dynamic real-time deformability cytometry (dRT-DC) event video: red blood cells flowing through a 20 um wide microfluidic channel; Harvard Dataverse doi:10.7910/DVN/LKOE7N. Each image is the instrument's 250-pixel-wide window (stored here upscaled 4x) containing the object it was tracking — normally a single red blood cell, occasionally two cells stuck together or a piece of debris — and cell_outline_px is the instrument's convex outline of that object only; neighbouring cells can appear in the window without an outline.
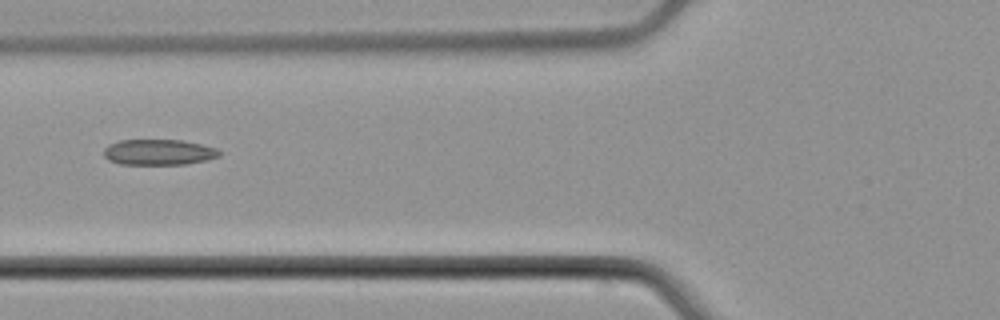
{"species": "common noctule bat (a hibernating species)", "species_latin": "Nyctalus noctula", "temperature_condition": "cold", "stored_images_in_passage": 5, "camera_frame_rate_fps": 3000, "um_per_image_px": 0.085, "animal": {"sex": "male", "body_mass_g": 21.5, "forearm_length_mm": 52.0}, "frame": {"image": 1, "passage_image": 5, "time_ms": 5.0, "image_size_px": [1000, 320], "cell_outline_px": [[220, 156], [204, 160], [184, 164], [120, 164], [108, 160], [104, 156], [104, 148], [108, 144], [120, 140], [180, 140], [200, 144], [216, 148], [220, 152]], "centroid_in_image_um": [13.44, 12.93], "position_along_channel_um": 112.4, "area_um2": 17.17}}